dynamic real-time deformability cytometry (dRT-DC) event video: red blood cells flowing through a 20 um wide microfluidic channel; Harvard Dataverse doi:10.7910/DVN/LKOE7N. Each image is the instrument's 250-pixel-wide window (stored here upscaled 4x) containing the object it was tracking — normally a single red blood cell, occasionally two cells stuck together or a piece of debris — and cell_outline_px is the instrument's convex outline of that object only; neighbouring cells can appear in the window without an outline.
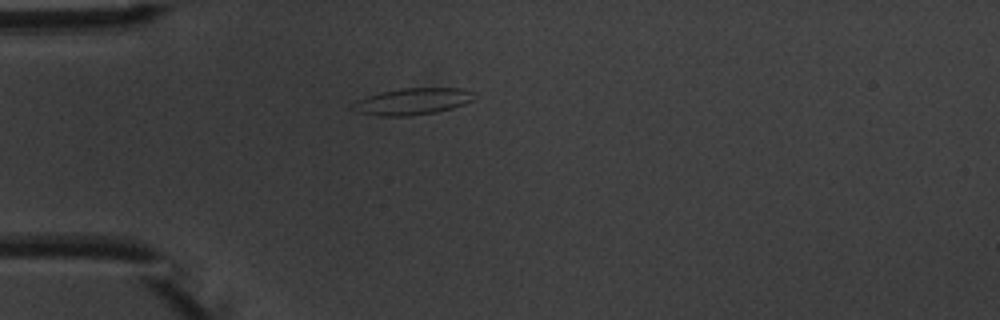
{"species": "common noctule bat (a hibernating species)", "species_latin": "Nyctalus noctula", "temperature_condition": "warm", "stored_images_in_passage": 1, "camera_frame_rate_fps": 3000, "um_per_image_px": 0.085, "animal": {"sex": "male", "body_mass_g": 20.1, "forearm_length_mm": 53.5}, "frame": {"image": 1, "passage_image": 1, "time_ms": 0.0, "image_size_px": [1000, 320], "cell_outline_px": [[472, 100], [464, 104], [452, 108], [436, 112], [408, 116], [376, 116], [356, 112], [352, 108], [352, 104], [356, 100], [380, 92], [400, 88], [464, 88], [472, 92]], "centroid_in_image_um": [35.01, 8.62], "position_along_channel_um": 50.0, "area_um2": 18.84}}